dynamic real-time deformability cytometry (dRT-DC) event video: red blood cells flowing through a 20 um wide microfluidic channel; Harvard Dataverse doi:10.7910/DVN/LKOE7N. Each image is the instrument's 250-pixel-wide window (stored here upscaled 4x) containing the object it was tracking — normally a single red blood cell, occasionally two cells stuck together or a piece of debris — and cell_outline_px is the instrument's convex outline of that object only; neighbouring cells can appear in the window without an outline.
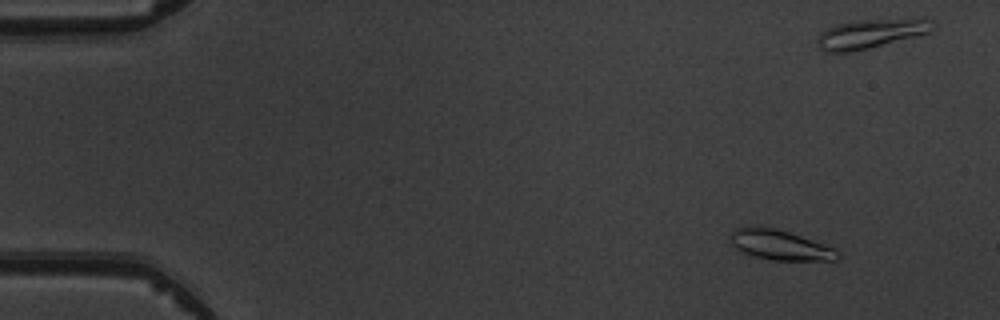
{"species": "common noctule bat (a hibernating species)", "species_latin": "Nyctalus noctula", "temperature_condition": "warm", "stored_images_in_passage": 6, "camera_frame_rate_fps": 3000, "um_per_image_px": 0.085, "animal": {"sex": "male", "body_mass_g": 19.5, "forearm_length_mm": 54.6}, "frame": {"image": 1, "passage_image": 2, "time_ms": 1.333, "image_size_px": [1000, 320], "cell_outline_px": [[840, 256], [836, 260], [772, 260], [752, 256], [740, 252], [732, 244], [728, 236], [736, 228], [752, 224], [776, 228], [836, 248], [840, 252]], "centroid_in_image_um": [66.25, 20.81], "position_along_channel_um": 18.8, "area_um2": 19.13}}